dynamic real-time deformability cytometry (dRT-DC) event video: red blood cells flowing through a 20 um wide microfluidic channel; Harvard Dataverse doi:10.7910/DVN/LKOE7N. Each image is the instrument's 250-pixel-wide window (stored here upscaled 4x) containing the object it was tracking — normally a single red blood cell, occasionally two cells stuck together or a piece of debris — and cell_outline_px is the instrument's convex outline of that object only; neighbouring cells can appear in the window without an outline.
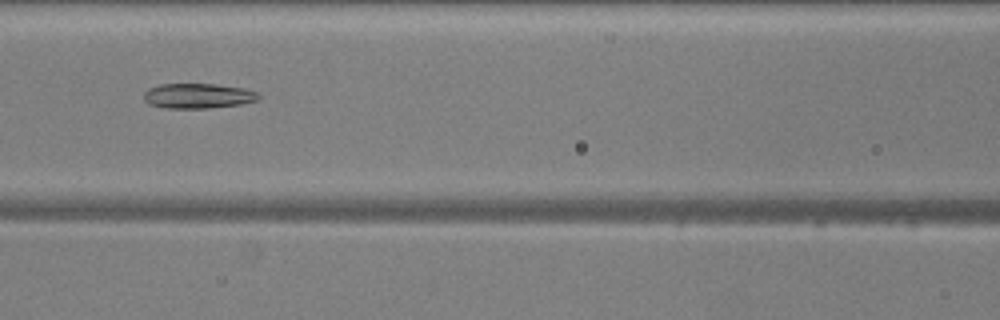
{"species": "common noctule bat (a hibernating species)", "species_latin": "Nyctalus noctula", "temperature_condition": "warm", "stored_images_in_passage": 29, "camera_frame_rate_fps": 3000, "um_per_image_px": 0.085, "animal": {"sex": "male", "body_mass_g": 20.5, "forearm_length_mm": 52.5}, "frame": {"image": 1, "passage_image": 8, "time_ms": 2.333, "image_size_px": [1000, 320], "cell_outline_px": [[260, 96], [256, 100], [240, 104], [208, 108], [164, 108], [148, 104], [144, 100], [144, 92], [148, 88], [160, 84], [216, 84], [244, 88], [256, 92]], "centroid_in_image_um": [16.78, 8.15], "position_along_channel_um": 149.8, "area_um2": 16.7}}
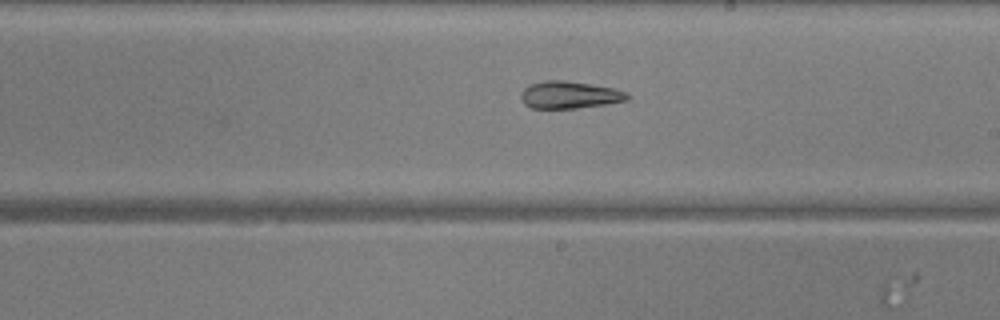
{"frame": {"image": 2, "passage_image": 15, "time_ms": 4.667, "image_size_px": [1000, 320], "cell_outline_px": [[628, 100], [608, 104], [576, 108], [532, 108], [524, 104], [520, 96], [520, 92], [524, 88], [532, 84], [544, 80], [564, 80], [612, 88], [624, 92], [628, 96]], "centroid_in_image_um": [48.36, 8.07], "position_along_channel_um": 240.6, "area_um2": 16.7}}
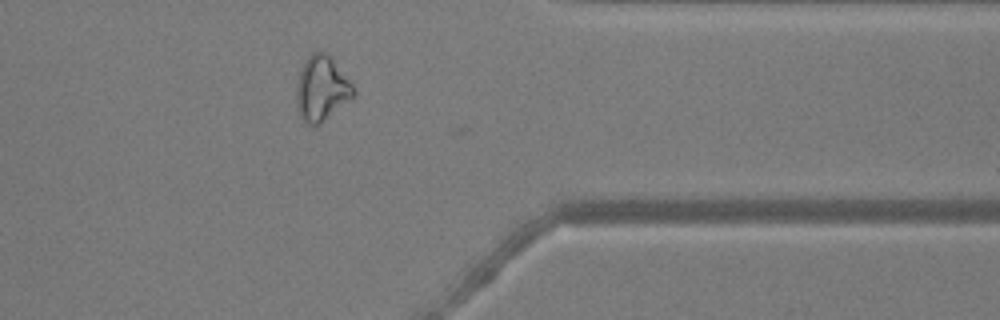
{"frame": {"image": 3, "passage_image": 27, "time_ms": 8.667, "image_size_px": [1000, 320], "cell_outline_px": [[356, 92], [352, 96], [316, 128], [308, 124], [300, 116], [296, 108], [296, 88], [300, 68], [304, 60], [312, 52], [324, 52], [332, 60], [352, 84]], "centroid_in_image_um": [27.28, 7.55], "position_along_channel_um": 384.1, "area_um2": 21.27}, "authors_computed_cell_mechanics": {"area_um2": 17.1088, "velocity_mm_per_s": 3.8931, "shape_relaxation_time_tau1_ms": null, "shape_relaxation_time_tau2_ms": 6.4031, "deformation_change_tau1": null, "deformation_change_tau2": 0.1807}}